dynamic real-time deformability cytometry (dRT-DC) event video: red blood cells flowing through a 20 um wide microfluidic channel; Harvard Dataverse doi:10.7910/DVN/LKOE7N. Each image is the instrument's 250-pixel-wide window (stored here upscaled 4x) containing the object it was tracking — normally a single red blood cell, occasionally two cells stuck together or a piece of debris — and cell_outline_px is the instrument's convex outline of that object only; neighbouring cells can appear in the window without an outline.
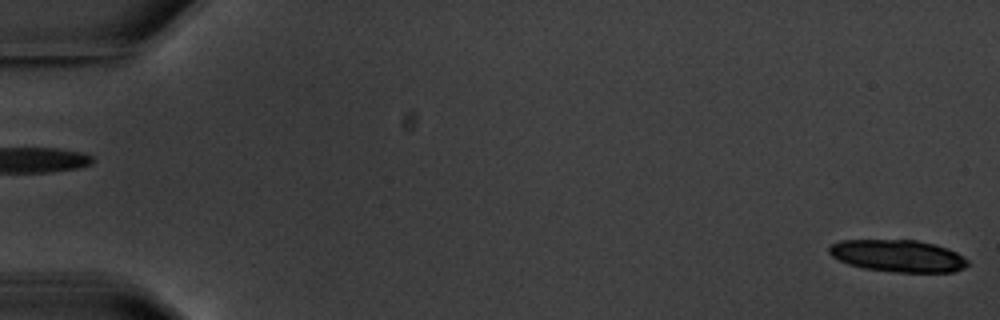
{"species": "common noctule bat (a hibernating species)", "species_latin": "Nyctalus noctula", "temperature_condition": "warm", "stored_images_in_passage": 6, "segment_of_instrument_passage": [2, 2], "camera_frame_rate_fps": 3000, "um_per_image_px": 0.085, "animal": {"sex": "male", "body_mass_g": 20.1, "forearm_length_mm": 53.5}, "frame": {"image": 1, "passage_image": 6, "time_ms": 7.0, "image_size_px": [1000, 320], "cell_outline_px": [[968, 264], [964, 268], [952, 272], [896, 272], [864, 268], [848, 264], [832, 256], [828, 252], [828, 248], [832, 244], [840, 240], [916, 240], [936, 244], [948, 248], [956, 252], [968, 260]], "centroid_in_image_um": [76.33, 21.74], "position_along_channel_um": 8.7, "area_um2": 25.89}}